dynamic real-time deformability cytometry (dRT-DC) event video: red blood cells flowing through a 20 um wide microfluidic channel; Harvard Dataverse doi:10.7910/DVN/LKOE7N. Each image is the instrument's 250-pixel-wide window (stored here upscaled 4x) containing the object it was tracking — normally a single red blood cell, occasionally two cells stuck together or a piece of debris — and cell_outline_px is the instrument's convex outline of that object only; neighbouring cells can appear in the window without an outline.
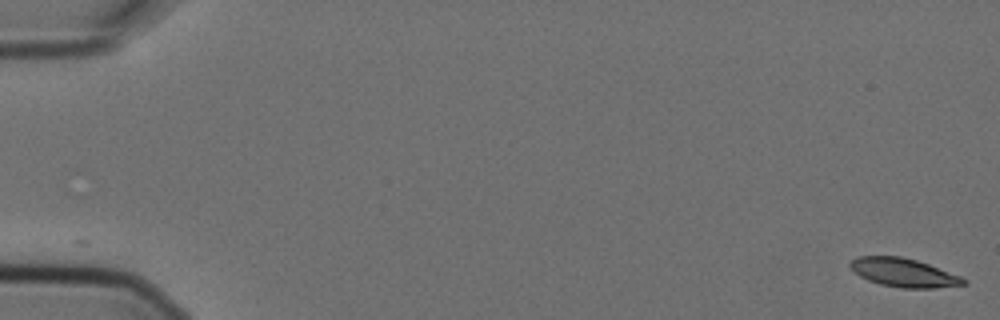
{"species": "Egyptian fruit bat (a non-hibernating species)", "species_latin": "Rousettus aegyptiacus", "temperature_condition": "cold", "stored_images_in_passage": 6, "camera_frame_rate_fps": 3000, "um_per_image_px": 0.085, "animal": {"sex": "female"}, "frame": {"image": 1, "passage_image": 1, "time_ms": 0.0, "image_size_px": [1000, 320], "cell_outline_px": [[968, 284], [932, 288], [900, 288], [880, 284], [868, 280], [852, 272], [848, 264], [856, 256], [900, 256], [916, 260], [928, 264], [960, 276], [968, 280]], "centroid_in_image_um": [76.78, 23.17], "position_along_channel_um": 8.2, "area_um2": 18.96}}
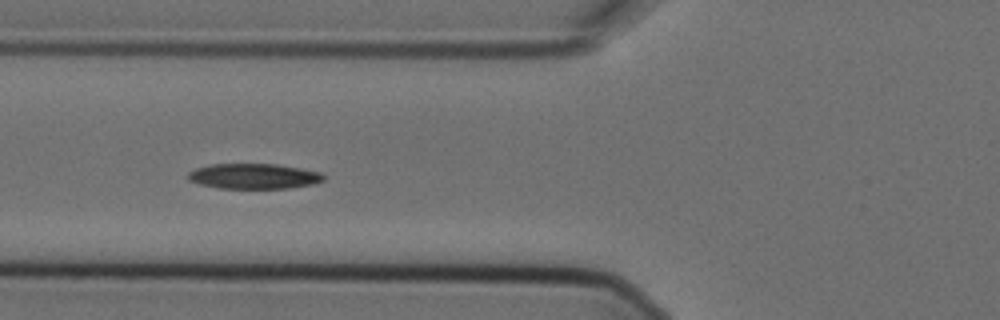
{"frame": {"image": 2, "passage_image": 5, "time_ms": 1.333, "image_size_px": [1000, 320], "cell_outline_px": [[324, 180], [312, 184], [288, 188], [220, 188], [200, 184], [188, 180], [188, 172], [196, 168], [212, 164], [276, 164], [300, 168], [320, 172], [324, 176]], "centroid_in_image_um": [21.56, 14.97], "position_along_channel_um": 104.2, "area_um2": 19.83}}
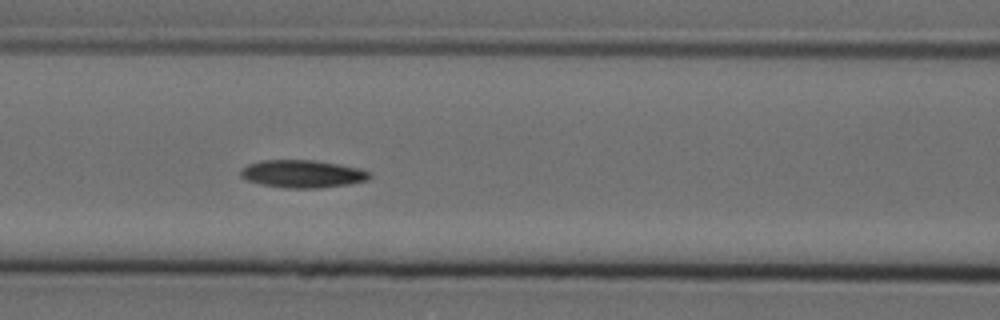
{"frame": {"image": 3, "passage_image": 6, "time_ms": 1.667, "image_size_px": [1000, 320], "cell_outline_px": [[372, 176], [368, 180], [348, 184], [320, 188], [284, 188], [260, 184], [248, 180], [240, 176], [240, 168], [248, 164], [260, 160], [316, 160], [360, 168], [372, 172]], "centroid_in_image_um": [25.72, 14.77], "position_along_channel_um": 140.9, "area_um2": 21.04}}